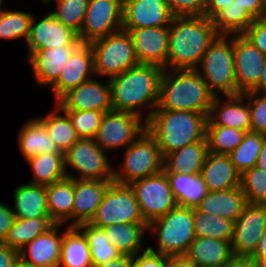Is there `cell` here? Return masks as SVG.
Here are the masks:
<instances>
[{
	"mask_svg": "<svg viewBox=\"0 0 266 267\" xmlns=\"http://www.w3.org/2000/svg\"><path fill=\"white\" fill-rule=\"evenodd\" d=\"M55 104L62 110L113 111L109 79L102 84L94 77L69 90Z\"/></svg>",
	"mask_w": 266,
	"mask_h": 267,
	"instance_id": "obj_17",
	"label": "cell"
},
{
	"mask_svg": "<svg viewBox=\"0 0 266 267\" xmlns=\"http://www.w3.org/2000/svg\"><path fill=\"white\" fill-rule=\"evenodd\" d=\"M173 16H205L206 0H165Z\"/></svg>",
	"mask_w": 266,
	"mask_h": 267,
	"instance_id": "obj_48",
	"label": "cell"
},
{
	"mask_svg": "<svg viewBox=\"0 0 266 267\" xmlns=\"http://www.w3.org/2000/svg\"><path fill=\"white\" fill-rule=\"evenodd\" d=\"M64 224H54L19 250L20 262L30 267H58L61 259Z\"/></svg>",
	"mask_w": 266,
	"mask_h": 267,
	"instance_id": "obj_20",
	"label": "cell"
},
{
	"mask_svg": "<svg viewBox=\"0 0 266 267\" xmlns=\"http://www.w3.org/2000/svg\"><path fill=\"white\" fill-rule=\"evenodd\" d=\"M54 224L50 217L16 218L3 244L21 250L27 243L46 232Z\"/></svg>",
	"mask_w": 266,
	"mask_h": 267,
	"instance_id": "obj_37",
	"label": "cell"
},
{
	"mask_svg": "<svg viewBox=\"0 0 266 267\" xmlns=\"http://www.w3.org/2000/svg\"><path fill=\"white\" fill-rule=\"evenodd\" d=\"M264 3H265V9H266V0H264ZM265 17H266V13H265Z\"/></svg>",
	"mask_w": 266,
	"mask_h": 267,
	"instance_id": "obj_64",
	"label": "cell"
},
{
	"mask_svg": "<svg viewBox=\"0 0 266 267\" xmlns=\"http://www.w3.org/2000/svg\"><path fill=\"white\" fill-rule=\"evenodd\" d=\"M15 267H30V266H27V265L19 262Z\"/></svg>",
	"mask_w": 266,
	"mask_h": 267,
	"instance_id": "obj_61",
	"label": "cell"
},
{
	"mask_svg": "<svg viewBox=\"0 0 266 267\" xmlns=\"http://www.w3.org/2000/svg\"><path fill=\"white\" fill-rule=\"evenodd\" d=\"M219 35H241L253 23L254 19L244 9L235 5L224 6L212 18Z\"/></svg>",
	"mask_w": 266,
	"mask_h": 267,
	"instance_id": "obj_39",
	"label": "cell"
},
{
	"mask_svg": "<svg viewBox=\"0 0 266 267\" xmlns=\"http://www.w3.org/2000/svg\"><path fill=\"white\" fill-rule=\"evenodd\" d=\"M123 0H89L81 31L82 43L106 37L122 29Z\"/></svg>",
	"mask_w": 266,
	"mask_h": 267,
	"instance_id": "obj_13",
	"label": "cell"
},
{
	"mask_svg": "<svg viewBox=\"0 0 266 267\" xmlns=\"http://www.w3.org/2000/svg\"><path fill=\"white\" fill-rule=\"evenodd\" d=\"M207 154L208 143L205 138L166 155L163 170L166 173L200 174Z\"/></svg>",
	"mask_w": 266,
	"mask_h": 267,
	"instance_id": "obj_30",
	"label": "cell"
},
{
	"mask_svg": "<svg viewBox=\"0 0 266 267\" xmlns=\"http://www.w3.org/2000/svg\"><path fill=\"white\" fill-rule=\"evenodd\" d=\"M106 153V154H105ZM65 171L69 178L91 180H113L114 169L107 152L94 139L80 138L65 153ZM68 167L77 171L70 174Z\"/></svg>",
	"mask_w": 266,
	"mask_h": 267,
	"instance_id": "obj_10",
	"label": "cell"
},
{
	"mask_svg": "<svg viewBox=\"0 0 266 267\" xmlns=\"http://www.w3.org/2000/svg\"><path fill=\"white\" fill-rule=\"evenodd\" d=\"M233 255L229 241L196 237L184 256L194 267H222Z\"/></svg>",
	"mask_w": 266,
	"mask_h": 267,
	"instance_id": "obj_27",
	"label": "cell"
},
{
	"mask_svg": "<svg viewBox=\"0 0 266 267\" xmlns=\"http://www.w3.org/2000/svg\"><path fill=\"white\" fill-rule=\"evenodd\" d=\"M19 262V250L0 243V267H15Z\"/></svg>",
	"mask_w": 266,
	"mask_h": 267,
	"instance_id": "obj_53",
	"label": "cell"
},
{
	"mask_svg": "<svg viewBox=\"0 0 266 267\" xmlns=\"http://www.w3.org/2000/svg\"><path fill=\"white\" fill-rule=\"evenodd\" d=\"M147 223H127L106 226L103 229L110 243L122 255L136 256L147 249L144 247V233L147 231Z\"/></svg>",
	"mask_w": 266,
	"mask_h": 267,
	"instance_id": "obj_32",
	"label": "cell"
},
{
	"mask_svg": "<svg viewBox=\"0 0 266 267\" xmlns=\"http://www.w3.org/2000/svg\"><path fill=\"white\" fill-rule=\"evenodd\" d=\"M164 267H194L193 264L184 256H165Z\"/></svg>",
	"mask_w": 266,
	"mask_h": 267,
	"instance_id": "obj_57",
	"label": "cell"
},
{
	"mask_svg": "<svg viewBox=\"0 0 266 267\" xmlns=\"http://www.w3.org/2000/svg\"><path fill=\"white\" fill-rule=\"evenodd\" d=\"M218 36L206 16H174L168 27L167 69H197Z\"/></svg>",
	"mask_w": 266,
	"mask_h": 267,
	"instance_id": "obj_2",
	"label": "cell"
},
{
	"mask_svg": "<svg viewBox=\"0 0 266 267\" xmlns=\"http://www.w3.org/2000/svg\"><path fill=\"white\" fill-rule=\"evenodd\" d=\"M148 231L158 238L157 248L149 245V250L165 256L185 255L196 238L194 208L177 205L166 215L149 223Z\"/></svg>",
	"mask_w": 266,
	"mask_h": 267,
	"instance_id": "obj_5",
	"label": "cell"
},
{
	"mask_svg": "<svg viewBox=\"0 0 266 267\" xmlns=\"http://www.w3.org/2000/svg\"><path fill=\"white\" fill-rule=\"evenodd\" d=\"M234 221L194 209L195 237L215 238L231 242Z\"/></svg>",
	"mask_w": 266,
	"mask_h": 267,
	"instance_id": "obj_41",
	"label": "cell"
},
{
	"mask_svg": "<svg viewBox=\"0 0 266 267\" xmlns=\"http://www.w3.org/2000/svg\"><path fill=\"white\" fill-rule=\"evenodd\" d=\"M242 35L266 56V17L254 19Z\"/></svg>",
	"mask_w": 266,
	"mask_h": 267,
	"instance_id": "obj_49",
	"label": "cell"
},
{
	"mask_svg": "<svg viewBox=\"0 0 266 267\" xmlns=\"http://www.w3.org/2000/svg\"><path fill=\"white\" fill-rule=\"evenodd\" d=\"M256 167L266 172V137L264 138Z\"/></svg>",
	"mask_w": 266,
	"mask_h": 267,
	"instance_id": "obj_60",
	"label": "cell"
},
{
	"mask_svg": "<svg viewBox=\"0 0 266 267\" xmlns=\"http://www.w3.org/2000/svg\"><path fill=\"white\" fill-rule=\"evenodd\" d=\"M177 205L196 208L208 189L200 174L166 173Z\"/></svg>",
	"mask_w": 266,
	"mask_h": 267,
	"instance_id": "obj_34",
	"label": "cell"
},
{
	"mask_svg": "<svg viewBox=\"0 0 266 267\" xmlns=\"http://www.w3.org/2000/svg\"><path fill=\"white\" fill-rule=\"evenodd\" d=\"M249 104L251 128L250 131L266 135V94L253 91L243 93Z\"/></svg>",
	"mask_w": 266,
	"mask_h": 267,
	"instance_id": "obj_47",
	"label": "cell"
},
{
	"mask_svg": "<svg viewBox=\"0 0 266 267\" xmlns=\"http://www.w3.org/2000/svg\"><path fill=\"white\" fill-rule=\"evenodd\" d=\"M224 97L225 100L221 99L220 94L214 97L208 119L217 126L250 131V109L246 96L241 93Z\"/></svg>",
	"mask_w": 266,
	"mask_h": 267,
	"instance_id": "obj_22",
	"label": "cell"
},
{
	"mask_svg": "<svg viewBox=\"0 0 266 267\" xmlns=\"http://www.w3.org/2000/svg\"><path fill=\"white\" fill-rule=\"evenodd\" d=\"M31 168V184L49 185L67 177L64 154H38L26 160Z\"/></svg>",
	"mask_w": 266,
	"mask_h": 267,
	"instance_id": "obj_35",
	"label": "cell"
},
{
	"mask_svg": "<svg viewBox=\"0 0 266 267\" xmlns=\"http://www.w3.org/2000/svg\"><path fill=\"white\" fill-rule=\"evenodd\" d=\"M47 207L49 217L55 224L71 222L74 204V179L66 177L52 184L46 185Z\"/></svg>",
	"mask_w": 266,
	"mask_h": 267,
	"instance_id": "obj_31",
	"label": "cell"
},
{
	"mask_svg": "<svg viewBox=\"0 0 266 267\" xmlns=\"http://www.w3.org/2000/svg\"><path fill=\"white\" fill-rule=\"evenodd\" d=\"M18 132V147L25 161L38 154H64L49 137L46 127L37 117L23 123Z\"/></svg>",
	"mask_w": 266,
	"mask_h": 267,
	"instance_id": "obj_28",
	"label": "cell"
},
{
	"mask_svg": "<svg viewBox=\"0 0 266 267\" xmlns=\"http://www.w3.org/2000/svg\"><path fill=\"white\" fill-rule=\"evenodd\" d=\"M163 70L157 65L138 64L110 78L113 111L133 113L147 122L158 106Z\"/></svg>",
	"mask_w": 266,
	"mask_h": 267,
	"instance_id": "obj_1",
	"label": "cell"
},
{
	"mask_svg": "<svg viewBox=\"0 0 266 267\" xmlns=\"http://www.w3.org/2000/svg\"><path fill=\"white\" fill-rule=\"evenodd\" d=\"M33 13L2 10L0 14V39L17 40L24 38L27 42L30 35Z\"/></svg>",
	"mask_w": 266,
	"mask_h": 267,
	"instance_id": "obj_43",
	"label": "cell"
},
{
	"mask_svg": "<svg viewBox=\"0 0 266 267\" xmlns=\"http://www.w3.org/2000/svg\"><path fill=\"white\" fill-rule=\"evenodd\" d=\"M250 258L258 266L266 262V230L263 233L256 250Z\"/></svg>",
	"mask_w": 266,
	"mask_h": 267,
	"instance_id": "obj_55",
	"label": "cell"
},
{
	"mask_svg": "<svg viewBox=\"0 0 266 267\" xmlns=\"http://www.w3.org/2000/svg\"><path fill=\"white\" fill-rule=\"evenodd\" d=\"M55 105L54 111L37 119L46 127L49 137L57 147L65 153L80 137L69 116L57 104Z\"/></svg>",
	"mask_w": 266,
	"mask_h": 267,
	"instance_id": "obj_36",
	"label": "cell"
},
{
	"mask_svg": "<svg viewBox=\"0 0 266 267\" xmlns=\"http://www.w3.org/2000/svg\"><path fill=\"white\" fill-rule=\"evenodd\" d=\"M266 230V205L248 204L234 222L231 248L235 256H251Z\"/></svg>",
	"mask_w": 266,
	"mask_h": 267,
	"instance_id": "obj_14",
	"label": "cell"
},
{
	"mask_svg": "<svg viewBox=\"0 0 266 267\" xmlns=\"http://www.w3.org/2000/svg\"><path fill=\"white\" fill-rule=\"evenodd\" d=\"M113 180L74 179L72 226L90 222Z\"/></svg>",
	"mask_w": 266,
	"mask_h": 267,
	"instance_id": "obj_23",
	"label": "cell"
},
{
	"mask_svg": "<svg viewBox=\"0 0 266 267\" xmlns=\"http://www.w3.org/2000/svg\"><path fill=\"white\" fill-rule=\"evenodd\" d=\"M214 97L197 69H164L155 110L192 111L209 115Z\"/></svg>",
	"mask_w": 266,
	"mask_h": 267,
	"instance_id": "obj_3",
	"label": "cell"
},
{
	"mask_svg": "<svg viewBox=\"0 0 266 267\" xmlns=\"http://www.w3.org/2000/svg\"><path fill=\"white\" fill-rule=\"evenodd\" d=\"M80 45H65L57 48L37 50L29 59L33 78L38 85L51 86L62 72L71 54Z\"/></svg>",
	"mask_w": 266,
	"mask_h": 267,
	"instance_id": "obj_24",
	"label": "cell"
},
{
	"mask_svg": "<svg viewBox=\"0 0 266 267\" xmlns=\"http://www.w3.org/2000/svg\"><path fill=\"white\" fill-rule=\"evenodd\" d=\"M265 137V134L248 131L243 141L228 154L240 174L256 166Z\"/></svg>",
	"mask_w": 266,
	"mask_h": 267,
	"instance_id": "obj_42",
	"label": "cell"
},
{
	"mask_svg": "<svg viewBox=\"0 0 266 267\" xmlns=\"http://www.w3.org/2000/svg\"><path fill=\"white\" fill-rule=\"evenodd\" d=\"M89 44L94 55L95 77L110 79L139 64L132 37L123 29Z\"/></svg>",
	"mask_w": 266,
	"mask_h": 267,
	"instance_id": "obj_8",
	"label": "cell"
},
{
	"mask_svg": "<svg viewBox=\"0 0 266 267\" xmlns=\"http://www.w3.org/2000/svg\"><path fill=\"white\" fill-rule=\"evenodd\" d=\"M240 187L248 204L266 205V172L254 166L240 176Z\"/></svg>",
	"mask_w": 266,
	"mask_h": 267,
	"instance_id": "obj_45",
	"label": "cell"
},
{
	"mask_svg": "<svg viewBox=\"0 0 266 267\" xmlns=\"http://www.w3.org/2000/svg\"><path fill=\"white\" fill-rule=\"evenodd\" d=\"M165 0H123L122 29L169 27L173 19Z\"/></svg>",
	"mask_w": 266,
	"mask_h": 267,
	"instance_id": "obj_18",
	"label": "cell"
},
{
	"mask_svg": "<svg viewBox=\"0 0 266 267\" xmlns=\"http://www.w3.org/2000/svg\"><path fill=\"white\" fill-rule=\"evenodd\" d=\"M76 227L87 239L94 267L117 259L122 255L116 247L110 243L103 228L96 227L89 222L78 224Z\"/></svg>",
	"mask_w": 266,
	"mask_h": 267,
	"instance_id": "obj_38",
	"label": "cell"
},
{
	"mask_svg": "<svg viewBox=\"0 0 266 267\" xmlns=\"http://www.w3.org/2000/svg\"><path fill=\"white\" fill-rule=\"evenodd\" d=\"M4 0H0V14H1V12H2V10H3V8H2V6L4 5Z\"/></svg>",
	"mask_w": 266,
	"mask_h": 267,
	"instance_id": "obj_62",
	"label": "cell"
},
{
	"mask_svg": "<svg viewBox=\"0 0 266 267\" xmlns=\"http://www.w3.org/2000/svg\"><path fill=\"white\" fill-rule=\"evenodd\" d=\"M251 91L260 94H266V64L263 68L258 84Z\"/></svg>",
	"mask_w": 266,
	"mask_h": 267,
	"instance_id": "obj_59",
	"label": "cell"
},
{
	"mask_svg": "<svg viewBox=\"0 0 266 267\" xmlns=\"http://www.w3.org/2000/svg\"><path fill=\"white\" fill-rule=\"evenodd\" d=\"M55 1V2H54ZM89 0H46L44 4L56 3V10L50 12L64 26L75 32L81 31Z\"/></svg>",
	"mask_w": 266,
	"mask_h": 267,
	"instance_id": "obj_44",
	"label": "cell"
},
{
	"mask_svg": "<svg viewBox=\"0 0 266 267\" xmlns=\"http://www.w3.org/2000/svg\"><path fill=\"white\" fill-rule=\"evenodd\" d=\"M200 175L208 191H222L240 187L241 174L228 155L208 152Z\"/></svg>",
	"mask_w": 266,
	"mask_h": 267,
	"instance_id": "obj_25",
	"label": "cell"
},
{
	"mask_svg": "<svg viewBox=\"0 0 266 267\" xmlns=\"http://www.w3.org/2000/svg\"><path fill=\"white\" fill-rule=\"evenodd\" d=\"M139 64L167 69L168 27H146L129 31Z\"/></svg>",
	"mask_w": 266,
	"mask_h": 267,
	"instance_id": "obj_21",
	"label": "cell"
},
{
	"mask_svg": "<svg viewBox=\"0 0 266 267\" xmlns=\"http://www.w3.org/2000/svg\"><path fill=\"white\" fill-rule=\"evenodd\" d=\"M33 16L30 35L26 42L27 58L37 50L57 48L65 45H81L78 33L70 27L64 26L51 13L38 22Z\"/></svg>",
	"mask_w": 266,
	"mask_h": 267,
	"instance_id": "obj_15",
	"label": "cell"
},
{
	"mask_svg": "<svg viewBox=\"0 0 266 267\" xmlns=\"http://www.w3.org/2000/svg\"><path fill=\"white\" fill-rule=\"evenodd\" d=\"M233 56L237 95L251 91L260 80L266 56L242 34L233 35Z\"/></svg>",
	"mask_w": 266,
	"mask_h": 267,
	"instance_id": "obj_16",
	"label": "cell"
},
{
	"mask_svg": "<svg viewBox=\"0 0 266 267\" xmlns=\"http://www.w3.org/2000/svg\"><path fill=\"white\" fill-rule=\"evenodd\" d=\"M259 267H266V262L261 264Z\"/></svg>",
	"mask_w": 266,
	"mask_h": 267,
	"instance_id": "obj_63",
	"label": "cell"
},
{
	"mask_svg": "<svg viewBox=\"0 0 266 267\" xmlns=\"http://www.w3.org/2000/svg\"><path fill=\"white\" fill-rule=\"evenodd\" d=\"M11 207L0 202V243H3L16 219Z\"/></svg>",
	"mask_w": 266,
	"mask_h": 267,
	"instance_id": "obj_52",
	"label": "cell"
},
{
	"mask_svg": "<svg viewBox=\"0 0 266 267\" xmlns=\"http://www.w3.org/2000/svg\"><path fill=\"white\" fill-rule=\"evenodd\" d=\"M122 167L114 169L113 182L130 185L163 170L164 158L155 138L146 130L124 149Z\"/></svg>",
	"mask_w": 266,
	"mask_h": 267,
	"instance_id": "obj_7",
	"label": "cell"
},
{
	"mask_svg": "<svg viewBox=\"0 0 266 267\" xmlns=\"http://www.w3.org/2000/svg\"><path fill=\"white\" fill-rule=\"evenodd\" d=\"M133 256L121 255L117 259L110 260L109 262L96 267H132Z\"/></svg>",
	"mask_w": 266,
	"mask_h": 267,
	"instance_id": "obj_58",
	"label": "cell"
},
{
	"mask_svg": "<svg viewBox=\"0 0 266 267\" xmlns=\"http://www.w3.org/2000/svg\"><path fill=\"white\" fill-rule=\"evenodd\" d=\"M234 0H206L205 16L211 19L224 6H232Z\"/></svg>",
	"mask_w": 266,
	"mask_h": 267,
	"instance_id": "obj_54",
	"label": "cell"
},
{
	"mask_svg": "<svg viewBox=\"0 0 266 267\" xmlns=\"http://www.w3.org/2000/svg\"><path fill=\"white\" fill-rule=\"evenodd\" d=\"M246 132L233 127L214 125L208 119L206 125L208 152L228 155L243 141Z\"/></svg>",
	"mask_w": 266,
	"mask_h": 267,
	"instance_id": "obj_40",
	"label": "cell"
},
{
	"mask_svg": "<svg viewBox=\"0 0 266 267\" xmlns=\"http://www.w3.org/2000/svg\"><path fill=\"white\" fill-rule=\"evenodd\" d=\"M144 131L146 121L143 118L133 113L110 111L104 113L94 141L105 152L116 151L127 148Z\"/></svg>",
	"mask_w": 266,
	"mask_h": 267,
	"instance_id": "obj_12",
	"label": "cell"
},
{
	"mask_svg": "<svg viewBox=\"0 0 266 267\" xmlns=\"http://www.w3.org/2000/svg\"><path fill=\"white\" fill-rule=\"evenodd\" d=\"M222 267H259L250 256L233 255Z\"/></svg>",
	"mask_w": 266,
	"mask_h": 267,
	"instance_id": "obj_56",
	"label": "cell"
},
{
	"mask_svg": "<svg viewBox=\"0 0 266 267\" xmlns=\"http://www.w3.org/2000/svg\"><path fill=\"white\" fill-rule=\"evenodd\" d=\"M147 224L166 215L177 206L169 179L164 170L130 184Z\"/></svg>",
	"mask_w": 266,
	"mask_h": 267,
	"instance_id": "obj_11",
	"label": "cell"
},
{
	"mask_svg": "<svg viewBox=\"0 0 266 267\" xmlns=\"http://www.w3.org/2000/svg\"><path fill=\"white\" fill-rule=\"evenodd\" d=\"M197 71L215 96L219 92L223 96L237 95L233 35H219L205 52Z\"/></svg>",
	"mask_w": 266,
	"mask_h": 267,
	"instance_id": "obj_6",
	"label": "cell"
},
{
	"mask_svg": "<svg viewBox=\"0 0 266 267\" xmlns=\"http://www.w3.org/2000/svg\"><path fill=\"white\" fill-rule=\"evenodd\" d=\"M208 115L192 111L154 110L146 130L155 138L163 158L206 138Z\"/></svg>",
	"mask_w": 266,
	"mask_h": 267,
	"instance_id": "obj_4",
	"label": "cell"
},
{
	"mask_svg": "<svg viewBox=\"0 0 266 267\" xmlns=\"http://www.w3.org/2000/svg\"><path fill=\"white\" fill-rule=\"evenodd\" d=\"M70 118L80 138L94 139L101 119L104 115L102 111L95 110H63Z\"/></svg>",
	"mask_w": 266,
	"mask_h": 267,
	"instance_id": "obj_46",
	"label": "cell"
},
{
	"mask_svg": "<svg viewBox=\"0 0 266 267\" xmlns=\"http://www.w3.org/2000/svg\"><path fill=\"white\" fill-rule=\"evenodd\" d=\"M247 205L248 202L241 187H236L222 191H208L196 209L235 222Z\"/></svg>",
	"mask_w": 266,
	"mask_h": 267,
	"instance_id": "obj_26",
	"label": "cell"
},
{
	"mask_svg": "<svg viewBox=\"0 0 266 267\" xmlns=\"http://www.w3.org/2000/svg\"><path fill=\"white\" fill-rule=\"evenodd\" d=\"M165 255L153 252L148 248L133 257L132 267H164Z\"/></svg>",
	"mask_w": 266,
	"mask_h": 267,
	"instance_id": "obj_50",
	"label": "cell"
},
{
	"mask_svg": "<svg viewBox=\"0 0 266 267\" xmlns=\"http://www.w3.org/2000/svg\"><path fill=\"white\" fill-rule=\"evenodd\" d=\"M89 223L104 228L119 223L146 222L141 215L139 203L130 185L112 182L106 189L96 214Z\"/></svg>",
	"mask_w": 266,
	"mask_h": 267,
	"instance_id": "obj_9",
	"label": "cell"
},
{
	"mask_svg": "<svg viewBox=\"0 0 266 267\" xmlns=\"http://www.w3.org/2000/svg\"><path fill=\"white\" fill-rule=\"evenodd\" d=\"M14 209L18 219L49 217L46 186L26 183L18 186L13 193Z\"/></svg>",
	"mask_w": 266,
	"mask_h": 267,
	"instance_id": "obj_29",
	"label": "cell"
},
{
	"mask_svg": "<svg viewBox=\"0 0 266 267\" xmlns=\"http://www.w3.org/2000/svg\"><path fill=\"white\" fill-rule=\"evenodd\" d=\"M66 228L63 230L58 267H94L90 247L84 234L76 226Z\"/></svg>",
	"mask_w": 266,
	"mask_h": 267,
	"instance_id": "obj_33",
	"label": "cell"
},
{
	"mask_svg": "<svg viewBox=\"0 0 266 267\" xmlns=\"http://www.w3.org/2000/svg\"><path fill=\"white\" fill-rule=\"evenodd\" d=\"M235 5L244 8L253 19L265 18L264 0H234Z\"/></svg>",
	"mask_w": 266,
	"mask_h": 267,
	"instance_id": "obj_51",
	"label": "cell"
},
{
	"mask_svg": "<svg viewBox=\"0 0 266 267\" xmlns=\"http://www.w3.org/2000/svg\"><path fill=\"white\" fill-rule=\"evenodd\" d=\"M94 55L90 44L82 43L69 57L58 79L51 85L55 103L69 90L94 78Z\"/></svg>",
	"mask_w": 266,
	"mask_h": 267,
	"instance_id": "obj_19",
	"label": "cell"
}]
</instances>
